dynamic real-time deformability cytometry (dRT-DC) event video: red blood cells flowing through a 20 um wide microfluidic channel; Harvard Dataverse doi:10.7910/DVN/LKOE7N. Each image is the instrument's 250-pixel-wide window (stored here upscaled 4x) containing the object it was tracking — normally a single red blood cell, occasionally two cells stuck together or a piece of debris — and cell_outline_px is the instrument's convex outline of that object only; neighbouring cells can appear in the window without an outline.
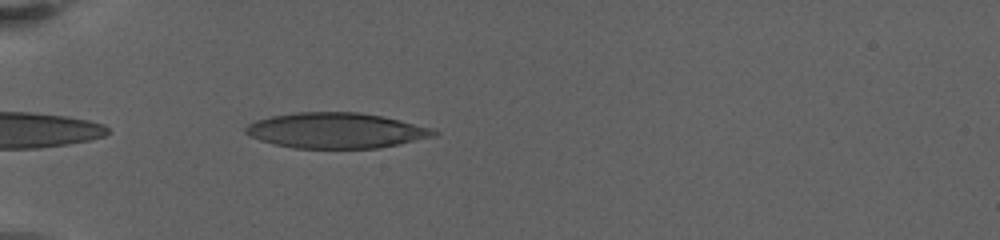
{"species": "human", "species_latin": "Homo sapiens", "temperature_condition": "warm", "stored_images_in_passage": 28, "camera_frame_rate_fps": 3000, "um_per_image_px": 0.085, "donor": {"sex": "female"}, "frame": {"image": 1, "passage_image": 1, "time_ms": 0.0, "image_size_px": [1000, 240], "cell_outline_px": [[440, 132], [432, 136], [400, 144], [376, 148], [292, 148], [260, 140], [248, 136], [244, 132], [244, 128], [248, 124], [256, 120], [272, 116], [292, 112], [356, 112], [380, 116], [400, 120], [432, 128]], "centroid_in_image_um": [28.52, 11.09], "position_along_channel_um": 56.5, "area_um2": 38.78}}
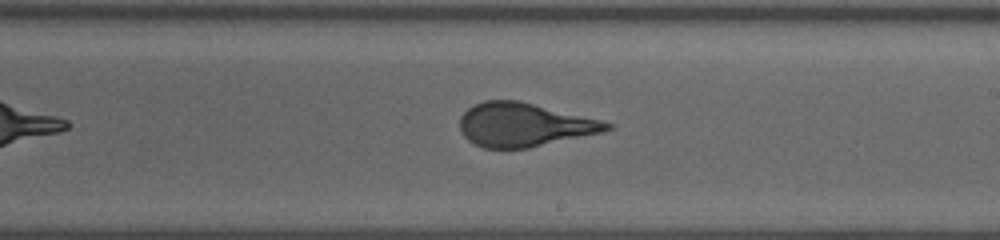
{"frame": {"image": 2, "passage_image": 13, "time_ms": 6.333, "image_size_px": [1000, 240], "cell_outline_px": [[612, 128], [600, 132], [528, 148], [484, 148], [468, 140], [464, 136], [460, 128], [460, 116], [468, 108], [484, 100], [516, 100], [600, 120], [612, 124]], "centroid_in_image_um": [44.48, 10.61], "position_along_channel_um": 244.5, "area_um2": 36.65}}
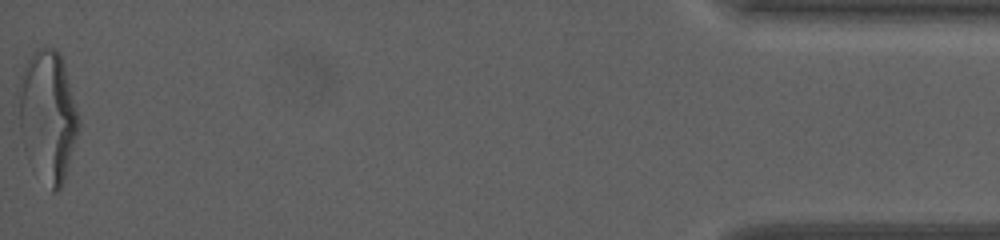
{"frame": {"image": 3, "passage_image": 28, "time_ms": 14.667, "image_size_px": [1000, 240], "cell_outline_px": [[80, 128], [64, 180], [60, 188], [56, 192], [52, 192], [24, 148], [20, 132], [20, 76], [28, 60], [36, 48], [44, 44], [52, 48], [60, 56], [64, 64], [80, 116]], "centroid_in_image_um": [4.11, 9.8], "position_along_channel_um": 431.1, "area_um2": 45.08}, "authors_computed_cell_mechanics": {"area_um2": 38.6393, "velocity_mm_per_s": 3.234, "shape_relaxation_time_tau1_ms": 6.5202, "shape_relaxation_time_tau2_ms": null, "deformation_change_tau1": 0.2519, "deformation_change_tau2": null}}